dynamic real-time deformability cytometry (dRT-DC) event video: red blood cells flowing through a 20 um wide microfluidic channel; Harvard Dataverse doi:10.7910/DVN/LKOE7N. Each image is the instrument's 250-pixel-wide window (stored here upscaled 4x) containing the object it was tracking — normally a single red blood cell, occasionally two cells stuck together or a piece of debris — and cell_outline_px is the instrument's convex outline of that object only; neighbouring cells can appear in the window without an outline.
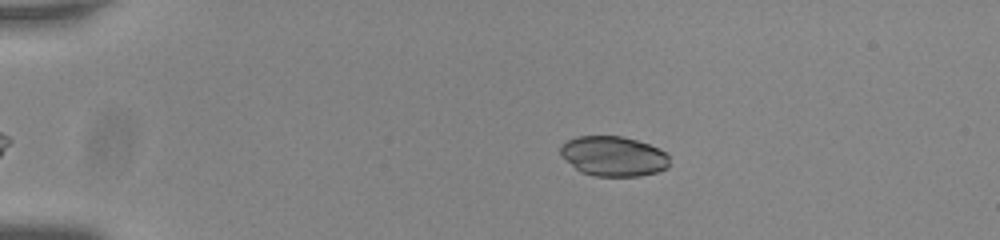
{"species": "common noctule bat (a hibernating species)", "species_latin": "Nyctalus noctula", "temperature_condition": "room temperature", "stored_images_in_passage": 47, "camera_frame_rate_fps": 3000, "um_per_image_px": 0.085, "animal": {"sex": "male", "body_mass_g": 20.0, "forearm_length_mm": 53.3}, "frame": {"image": 1, "passage_image": 3, "time_ms": 0.667, "image_size_px": [1000, 240], "cell_outline_px": [[668, 168], [656, 172], [640, 176], [596, 176], [580, 172], [560, 152], [560, 148], [568, 140], [576, 136], [620, 136], [636, 140], [660, 148], [668, 156]], "centroid_in_image_um": [52.17, 13.28], "position_along_channel_um": 32.8, "area_um2": 25.09}}
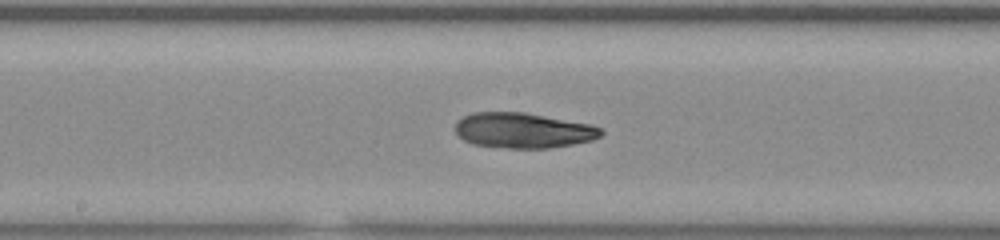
{"frame": {"image": 2, "passage_image": 22, "time_ms": 7.0, "image_size_px": [1000, 240], "cell_outline_px": [[604, 132], [600, 136], [592, 140], [572, 144], [548, 148], [508, 148], [472, 144], [464, 140], [456, 132], [456, 120], [472, 112], [524, 112], [592, 124], [600, 128]], "centroid_in_image_um": [44.47, 11.08], "position_along_channel_um": 203.7, "area_um2": 30.0}}
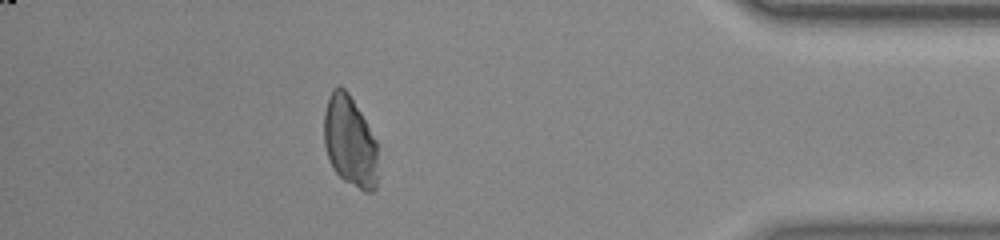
{"frame": {"image": 3, "passage_image": 41, "time_ms": 13.333, "image_size_px": [1000, 240], "cell_outline_px": [[376, 188], [372, 192], [364, 192], [344, 180], [336, 172], [328, 156], [324, 144], [324, 112], [332, 88], [336, 84], [340, 84], [348, 92], [360, 112], [376, 140]], "centroid_in_image_um": [29.72, 12.0], "position_along_channel_um": 405.5, "area_um2": 28.26}, "authors_computed_cell_mechanics": {"area_um2": 29.767, "velocity_mm_per_s": 3.7673, "shape_relaxation_time_tau1_ms": 4.9064, "shape_relaxation_time_tau2_ms": 3.3613, "deformation_change_tau1": 0.123, "deformation_change_tau2": 0.0704}}